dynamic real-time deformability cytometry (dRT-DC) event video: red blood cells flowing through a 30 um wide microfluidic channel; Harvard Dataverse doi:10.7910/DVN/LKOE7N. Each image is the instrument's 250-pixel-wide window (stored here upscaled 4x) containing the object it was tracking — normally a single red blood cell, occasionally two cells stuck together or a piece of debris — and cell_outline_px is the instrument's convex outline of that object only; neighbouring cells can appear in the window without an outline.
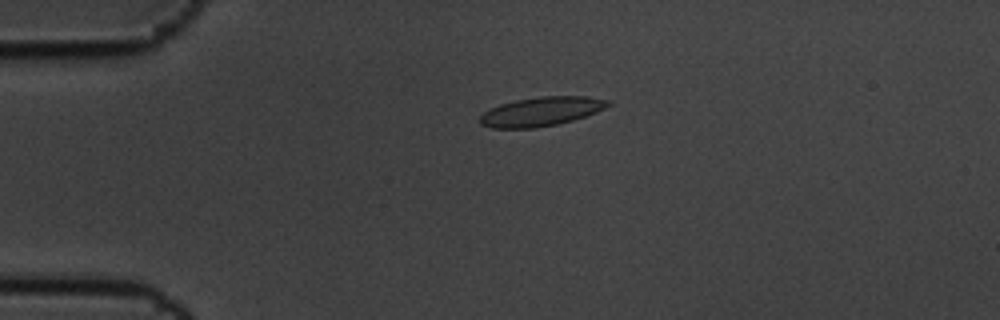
{"species": "common noctule bat (a hibernating species)", "species_latin": "Nyctalus noctula", "temperature_condition": "cold", "stored_images_in_passage": 4, "camera_frame_rate_fps": 3000, "um_per_image_px": 0.085, "animal": {"sex": "male", "body_mass_g": 19.5, "forearm_length_mm": 54.6}, "frame": {"image": 1, "passage_image": 3, "time_ms": 0.667, "image_size_px": [1000, 320], "cell_outline_px": [[612, 104], [596, 112], [572, 120], [556, 124], [536, 128], [492, 128], [480, 124], [480, 116], [484, 112], [500, 104], [516, 100], [540, 96], [588, 96], [612, 100]], "centroid_in_image_um": [46.03, 9.47], "position_along_channel_um": 39.0, "area_um2": 21.68}}